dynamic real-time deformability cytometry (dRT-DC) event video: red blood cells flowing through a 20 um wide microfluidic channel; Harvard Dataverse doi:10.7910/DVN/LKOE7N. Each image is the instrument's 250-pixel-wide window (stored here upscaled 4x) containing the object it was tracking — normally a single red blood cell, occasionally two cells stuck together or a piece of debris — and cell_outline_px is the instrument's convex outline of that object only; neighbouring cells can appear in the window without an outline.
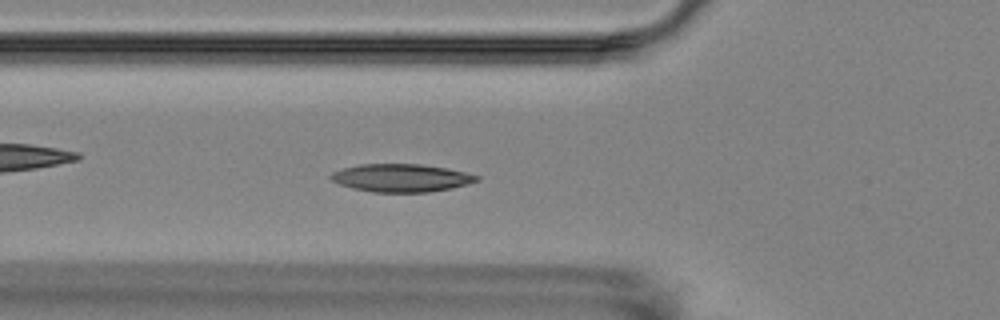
{"species": "Egyptian fruit bat (a non-hibernating species)", "species_latin": "Rousettus aegyptiacus", "temperature_condition": "room temperature", "stored_images_in_passage": 5, "camera_frame_rate_fps": 3000, "um_per_image_px": 0.085, "animal": {"sex": "female"}, "frame": {"image": 1, "passage_image": 5, "time_ms": 5.333, "image_size_px": [1000, 320], "cell_outline_px": [[480, 180], [468, 184], [452, 188], [428, 192], [372, 192], [352, 188], [340, 184], [332, 180], [328, 176], [332, 172], [344, 168], [360, 164], [420, 164], [448, 168], [480, 176]], "centroid_in_image_um": [34.12, 15.12], "position_along_channel_um": 91.7, "area_um2": 23.76}}